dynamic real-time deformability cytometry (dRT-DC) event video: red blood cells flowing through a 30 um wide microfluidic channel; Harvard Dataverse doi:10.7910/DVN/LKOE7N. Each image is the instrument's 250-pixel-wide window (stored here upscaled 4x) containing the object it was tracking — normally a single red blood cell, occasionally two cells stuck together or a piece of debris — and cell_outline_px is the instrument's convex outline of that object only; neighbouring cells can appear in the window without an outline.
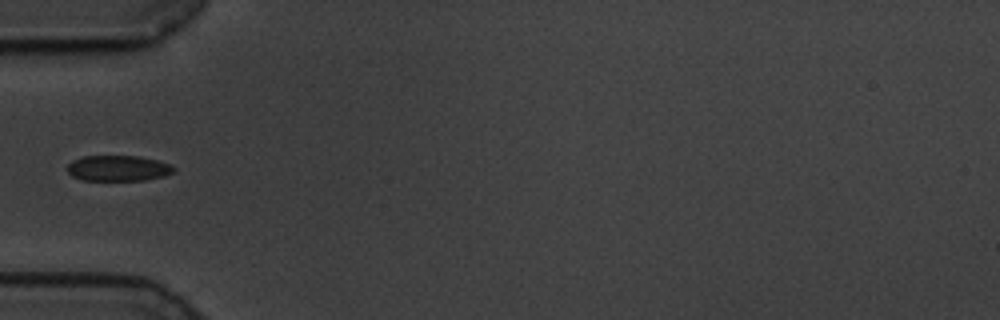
{"species": "common noctule bat (a hibernating species)", "species_latin": "Nyctalus noctula", "temperature_condition": "cold", "stored_images_in_passage": 40, "camera_frame_rate_fps": 3000, "um_per_image_px": 0.085, "animal": {"sex": "male", "body_mass_g": 19.5, "forearm_length_mm": 54.6}, "frame": {"image": 1, "passage_image": 1, "time_ms": 0.0, "image_size_px": [1000, 320], "cell_outline_px": [[176, 172], [164, 176], [144, 180], [80, 180], [72, 176], [68, 172], [68, 164], [72, 160], [84, 156], [140, 156], [156, 160], [168, 164], [176, 168]], "centroid_in_image_um": [10.05, 14.3], "position_along_channel_um": 75.0, "area_um2": 15.95}}
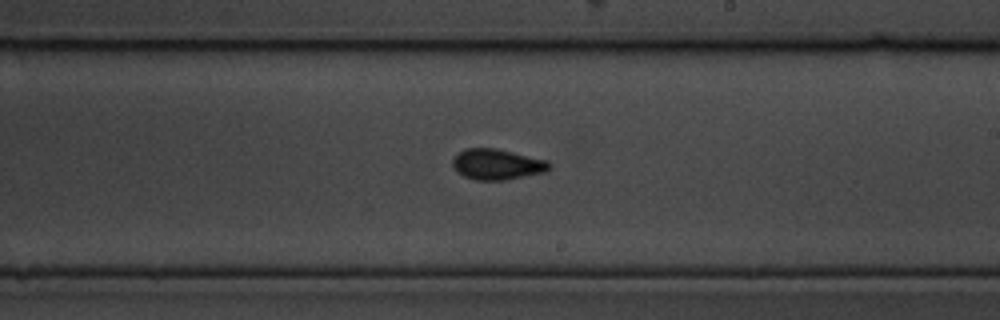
{"frame": {"image": 2, "passage_image": 16, "time_ms": 5.0, "image_size_px": [1000, 320], "cell_outline_px": [[552, 168], [544, 172], [504, 180], [476, 180], [464, 176], [456, 172], [452, 164], [452, 160], [464, 148], [496, 148], [548, 160], [552, 164]], "centroid_in_image_um": [42.26, 13.96], "position_along_channel_um": 246.7, "area_um2": 17.34}}
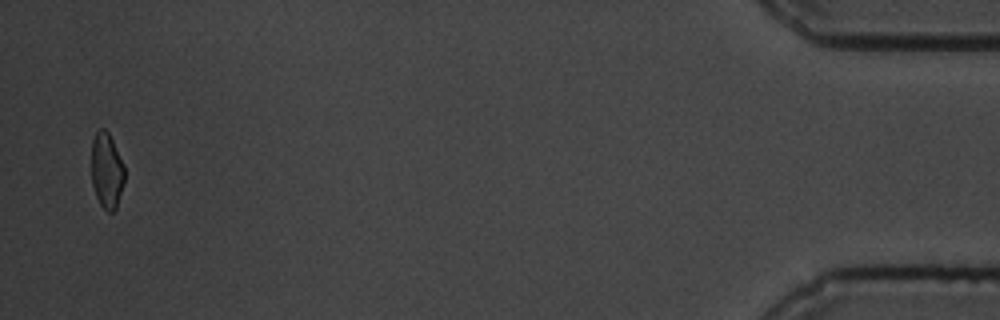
{"frame": {"image": 3, "passage_image": 39, "time_ms": 12.667, "image_size_px": [1000, 320], "cell_outline_px": [[124, 180], [116, 208], [112, 212], [108, 212], [100, 204], [96, 196], [92, 184], [92, 140], [96, 132], [100, 128], [104, 128], [108, 132], [124, 164]], "centroid_in_image_um": [9.06, 14.49], "position_along_channel_um": 426.1, "area_um2": 14.45}}